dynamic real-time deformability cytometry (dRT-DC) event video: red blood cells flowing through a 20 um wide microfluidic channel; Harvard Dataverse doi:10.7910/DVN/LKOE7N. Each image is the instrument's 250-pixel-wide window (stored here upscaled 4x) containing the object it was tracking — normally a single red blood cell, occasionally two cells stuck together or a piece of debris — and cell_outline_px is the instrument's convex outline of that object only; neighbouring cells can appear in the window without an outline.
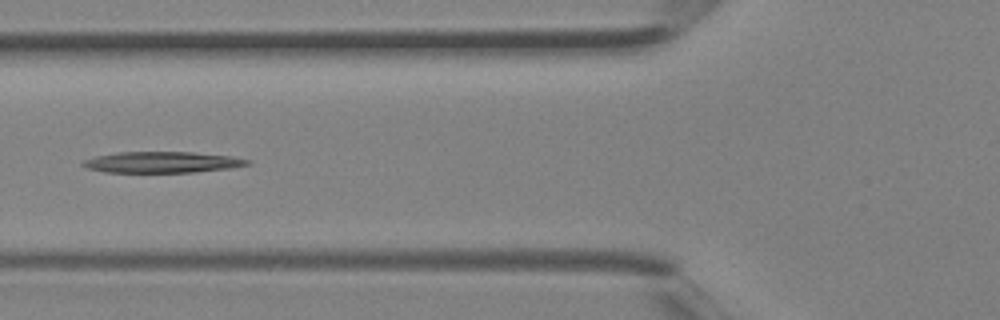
{"species": "Egyptian fruit bat (a non-hibernating species)", "species_latin": "Rousettus aegyptiacus", "temperature_condition": "room temperature", "stored_images_in_passage": 4, "camera_frame_rate_fps": 3000, "um_per_image_px": 0.085, "animal": {"sex": "female"}, "frame": {"image": 1, "passage_image": 4, "time_ms": 1.0, "image_size_px": [1000, 320], "cell_outline_px": [[252, 164], [232, 168], [196, 172], [104, 172], [88, 168], [80, 164], [84, 160], [96, 156], [120, 152], [192, 152], [232, 156], [252, 160]], "centroid_in_image_um": [13.85, 13.79], "position_along_channel_um": 111.9, "area_um2": 20.29}}